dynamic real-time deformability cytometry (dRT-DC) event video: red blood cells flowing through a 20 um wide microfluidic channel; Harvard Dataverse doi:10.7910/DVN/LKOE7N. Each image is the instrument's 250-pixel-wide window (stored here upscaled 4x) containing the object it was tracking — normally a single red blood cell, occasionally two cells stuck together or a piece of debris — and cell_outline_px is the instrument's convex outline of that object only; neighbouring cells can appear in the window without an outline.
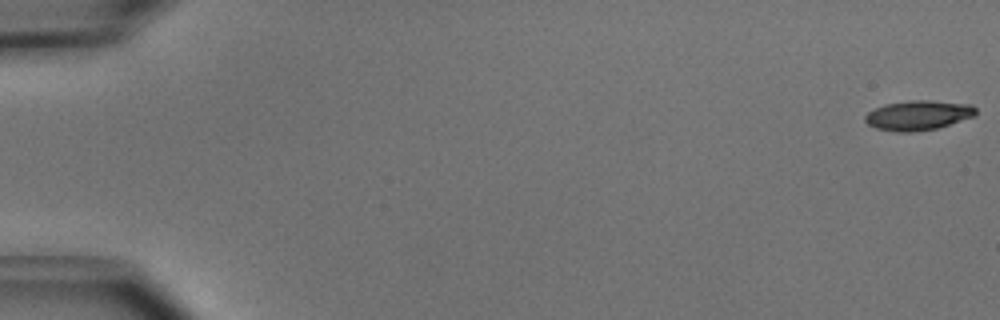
{"species": "common noctule bat (a hibernating species)", "species_latin": "Nyctalus noctula", "temperature_condition": "cold", "stored_images_in_passage": 51, "camera_frame_rate_fps": 3000, "um_per_image_px": 0.085, "animal": {"sex": "male", "body_mass_g": 15.6}, "frame": {"image": 1, "passage_image": 1, "time_ms": 0.0, "image_size_px": [1000, 320], "cell_outline_px": [[976, 116], [936, 128], [912, 132], [896, 132], [876, 128], [868, 124], [864, 120], [864, 116], [868, 112], [884, 104], [912, 100], [928, 100], [972, 104], [976, 108]], "centroid_in_image_um": [78.05, 9.79], "position_along_channel_um": 6.9, "area_um2": 19.19}}
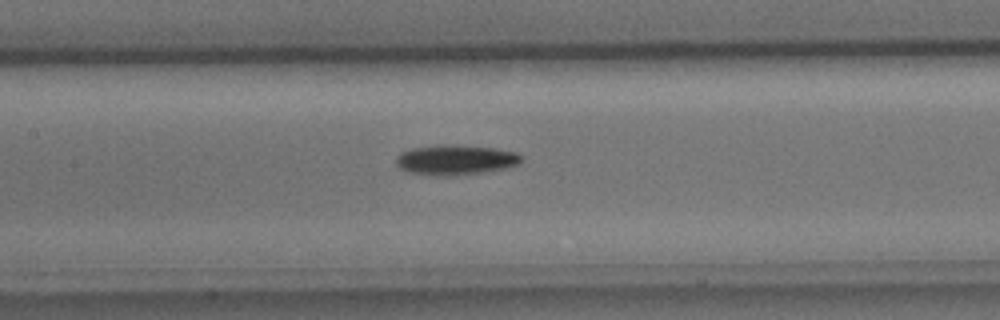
{"frame": {"image": 2, "passage_image": 25, "time_ms": 8.0, "image_size_px": [1000, 320], "cell_outline_px": [[524, 160], [508, 168], [484, 172], [448, 176], [440, 176], [408, 172], [400, 168], [396, 164], [396, 156], [400, 152], [412, 148], [436, 144], [444, 144], [496, 148], [516, 152], [524, 156]], "centroid_in_image_um": [38.73, 13.58], "position_along_channel_um": 168.7, "area_um2": 22.2}}
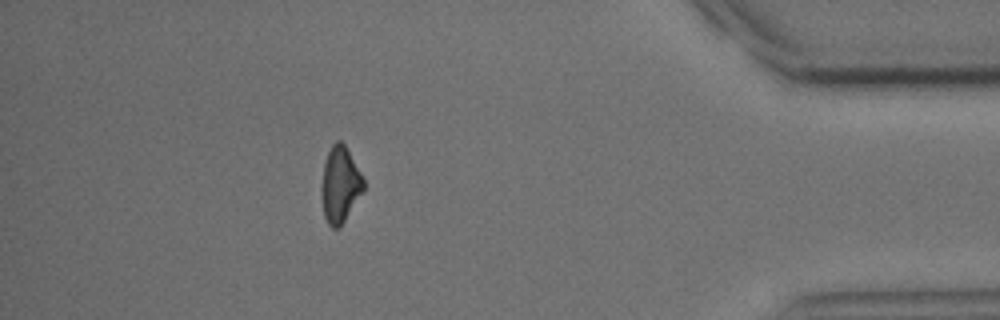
{"frame": {"image": 3, "passage_image": 46, "time_ms": 15.0, "image_size_px": [1000, 320], "cell_outline_px": [[364, 192], [340, 228], [332, 228], [328, 224], [324, 216], [320, 196], [324, 164], [328, 152], [332, 144], [336, 140], [340, 140], [344, 144], [360, 172], [364, 180]], "centroid_in_image_um": [28.9, 15.74], "position_along_channel_um": 406.3, "area_um2": 18.79}, "authors_computed_cell_mechanics": {"area_um2": 19.8254, "velocity_mm_per_s": 3.9878, "shape_relaxation_time_tau1_ms": 2.5744, "shape_relaxation_time_tau2_ms": null, "deformation_change_tau1": 0.1173, "deformation_change_tau2": null}}